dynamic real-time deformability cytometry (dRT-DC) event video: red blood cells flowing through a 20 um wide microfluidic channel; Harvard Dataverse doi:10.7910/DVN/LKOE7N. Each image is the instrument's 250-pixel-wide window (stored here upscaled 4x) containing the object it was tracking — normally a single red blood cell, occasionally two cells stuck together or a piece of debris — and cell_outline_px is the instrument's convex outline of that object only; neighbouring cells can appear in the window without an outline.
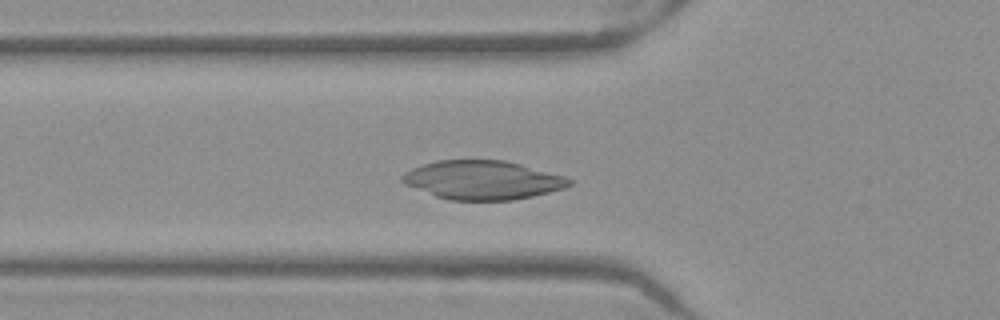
{"species": "Egyptian fruit bat (a non-hibernating species)", "species_latin": "Rousettus aegyptiacus", "temperature_condition": "warm", "stored_images_in_passage": 47, "camera_frame_rate_fps": 3000, "um_per_image_px": 0.085, "frame": {"image": 1, "passage_image": 14, "time_ms": 4.333, "image_size_px": [1000, 320], "cell_outline_px": [[572, 184], [564, 188], [532, 196], [512, 200], [448, 200], [436, 196], [404, 184], [400, 180], [400, 176], [404, 172], [412, 168], [436, 160], [504, 160], [520, 164], [564, 176], [572, 180]], "centroid_in_image_um": [40.98, 15.3], "position_along_channel_um": 84.8, "area_um2": 37.63}}
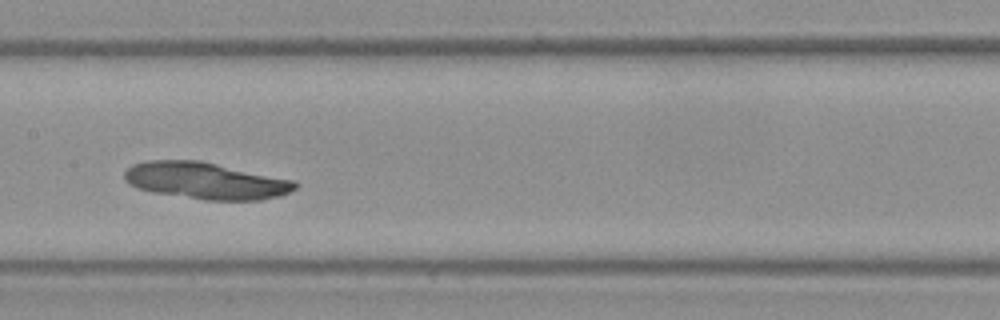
{"frame": {"image": 2, "passage_image": 22, "time_ms": 7.0, "image_size_px": [1000, 320], "cell_outline_px": [[300, 184], [296, 188], [280, 196], [260, 200], [204, 200], [152, 192], [136, 188], [128, 184], [124, 180], [124, 172], [132, 164], [148, 160], [200, 160], [296, 180]], "centroid_in_image_um": [17.49, 15.36], "position_along_channel_um": 189.9, "area_um2": 36.99}}
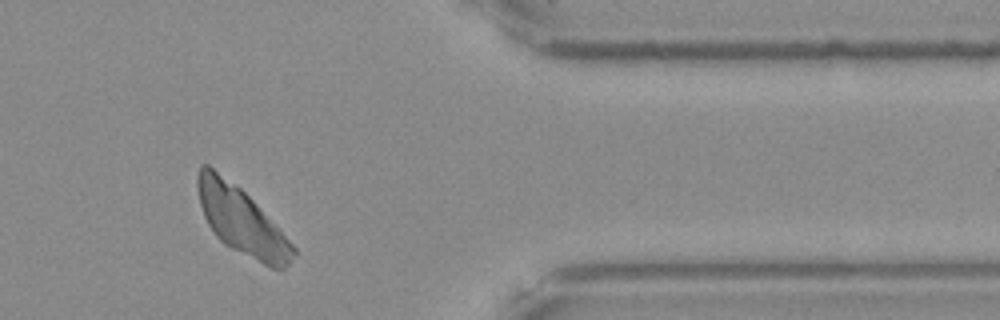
{"frame": {"image": 3, "passage_image": 39, "time_ms": 12.667, "image_size_px": [1000, 320], "cell_outline_px": [[296, 252], [288, 264], [284, 268], [272, 268], [224, 244], [216, 236], [208, 224], [204, 216], [200, 204], [196, 184], [196, 176], [200, 164], [208, 164], [236, 184], [256, 204], [296, 248]], "centroid_in_image_um": [20.47, 18.72], "position_along_channel_um": 390.9, "area_um2": 36.88}}